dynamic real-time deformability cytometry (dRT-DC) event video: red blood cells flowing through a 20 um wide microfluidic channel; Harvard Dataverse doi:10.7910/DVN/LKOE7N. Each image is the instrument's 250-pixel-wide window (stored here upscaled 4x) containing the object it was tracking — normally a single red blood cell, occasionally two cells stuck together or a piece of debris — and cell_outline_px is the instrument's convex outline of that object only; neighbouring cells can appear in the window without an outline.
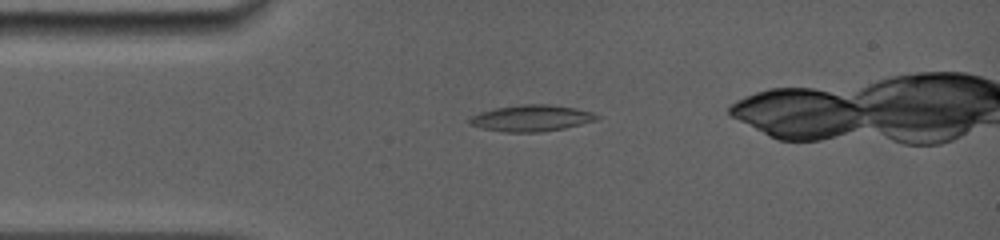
{"species": "common noctule bat (a hibernating species)", "species_latin": "Nyctalus noctula", "temperature_condition": "room temperature", "stored_images_in_passage": 44, "camera_frame_rate_fps": 5000, "um_per_image_px": 0.085, "animal": {"sex": "female", "body_mass_g": 19.0, "forearm_length_mm": 56.7}, "frame": {"image": 1, "passage_image": 8, "time_ms": 2.6, "image_size_px": [1000, 240], "cell_outline_px": [[600, 116], [596, 120], [564, 128], [540, 132], [504, 132], [480, 128], [468, 124], [468, 120], [472, 116], [480, 112], [496, 108], [520, 104], [548, 104], [576, 108], [592, 112]], "centroid_in_image_um": [45.14, 10.04], "position_along_channel_um": 39.9, "area_um2": 19.54}}
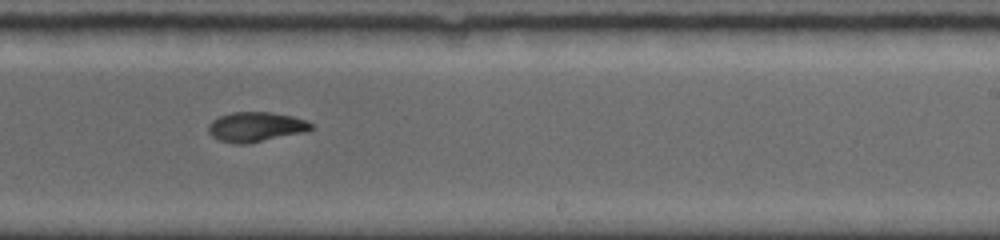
{"frame": {"image": 2, "passage_image": 28, "time_ms": 8.8, "image_size_px": [1000, 240], "cell_outline_px": [[316, 128], [304, 132], [244, 144], [236, 144], [220, 140], [212, 136], [208, 132], [208, 124], [212, 120], [220, 116], [232, 112], [272, 112], [292, 116], [304, 120], [312, 124]], "centroid_in_image_um": [21.73, 10.77], "position_along_channel_um": 267.3, "area_um2": 17.69}}
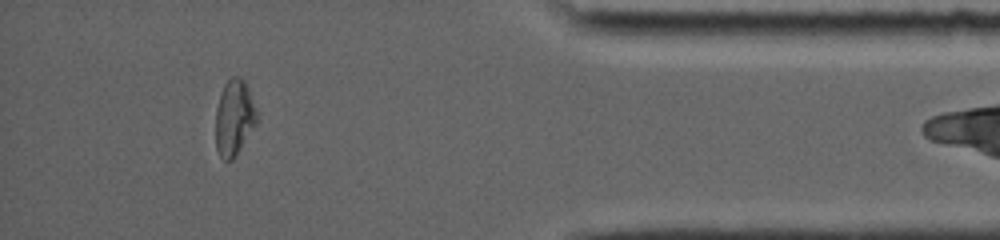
{"frame": {"image": 3, "passage_image": 43, "time_ms": 13.2, "image_size_px": [1000, 240], "cell_outline_px": [[260, 120], [232, 160], [224, 160], [220, 156], [216, 148], [216, 108], [220, 92], [224, 84], [232, 76], [240, 76], [244, 80], [248, 88]], "centroid_in_image_um": [19.92, 9.99], "position_along_channel_um": 415.3, "area_um2": 18.38}}